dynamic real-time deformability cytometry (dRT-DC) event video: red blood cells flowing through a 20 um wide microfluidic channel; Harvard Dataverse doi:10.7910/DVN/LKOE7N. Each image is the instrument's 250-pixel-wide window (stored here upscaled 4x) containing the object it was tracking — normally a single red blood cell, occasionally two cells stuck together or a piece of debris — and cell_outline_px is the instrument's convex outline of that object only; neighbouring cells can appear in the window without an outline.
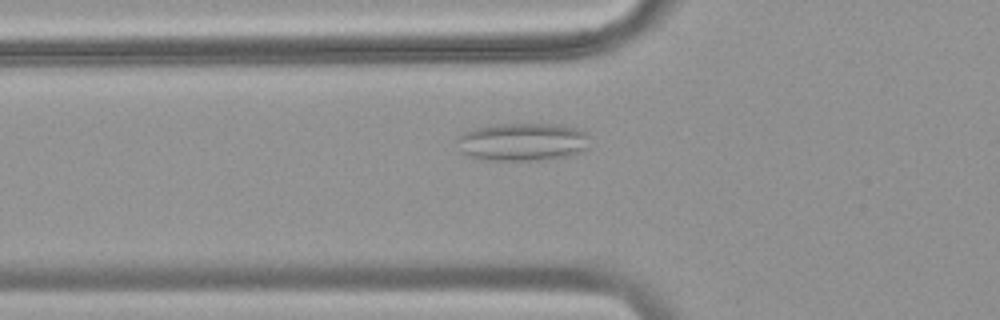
{"species": "common noctule bat (a hibernating species)", "species_latin": "Nyctalus noctula", "temperature_condition": "warm", "stored_images_in_passage": 49, "camera_frame_rate_fps": 3000, "um_per_image_px": 0.085, "animal": {"sex": "female", "body_mass_g": 18.4}, "frame": {"image": 1, "passage_image": 17, "time_ms": 5.333, "image_size_px": [1000, 320], "cell_outline_px": [[588, 148], [572, 156], [536, 160], [480, 160], [460, 152], [456, 140], [456, 136], [464, 132], [476, 128], [496, 124], [560, 124], [580, 128], [588, 132]], "centroid_in_image_um": [44.43, 12.06], "position_along_channel_um": 81.4, "area_um2": 29.88}}
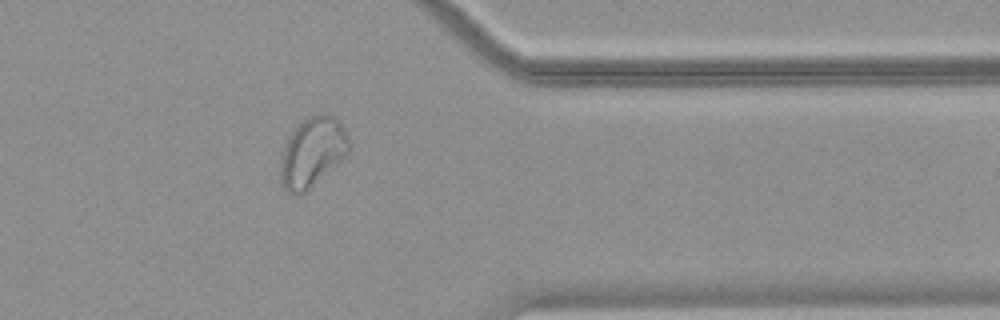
{"frame": {"image": 2, "passage_image": 40, "time_ms": 13.0, "image_size_px": [1000, 320], "cell_outline_px": [[352, 144], [348, 152], [344, 156], [304, 192], [288, 192], [284, 188], [280, 180], [280, 160], [284, 148], [292, 132], [308, 116], [320, 112], [332, 116], [344, 128]], "centroid_in_image_um": [26.55, 12.89], "position_along_channel_um": 384.8, "area_um2": 26.93}}
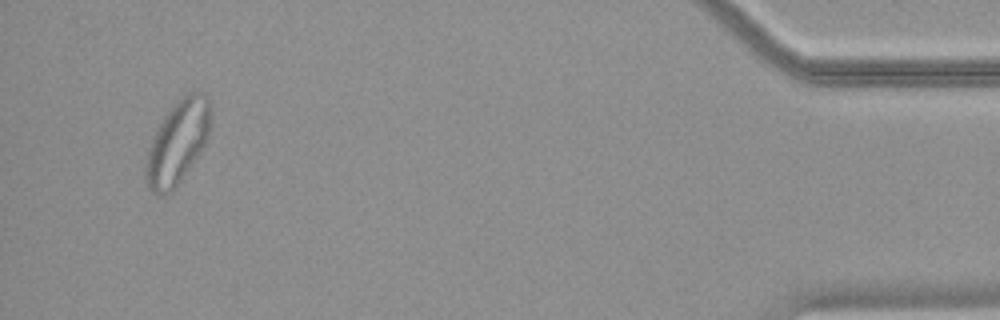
{"frame": {"image": 3, "passage_image": 47, "time_ms": 15.333, "image_size_px": [1000, 320], "cell_outline_px": [[212, 112], [208, 136], [200, 152], [176, 188], [168, 196], [160, 196], [152, 192], [148, 188], [144, 180], [144, 168], [148, 148], [164, 116], [180, 96], [188, 92], [204, 92], [212, 108]], "centroid_in_image_um": [15.08, 12.13], "position_along_channel_um": 420.1, "area_um2": 31.91}}